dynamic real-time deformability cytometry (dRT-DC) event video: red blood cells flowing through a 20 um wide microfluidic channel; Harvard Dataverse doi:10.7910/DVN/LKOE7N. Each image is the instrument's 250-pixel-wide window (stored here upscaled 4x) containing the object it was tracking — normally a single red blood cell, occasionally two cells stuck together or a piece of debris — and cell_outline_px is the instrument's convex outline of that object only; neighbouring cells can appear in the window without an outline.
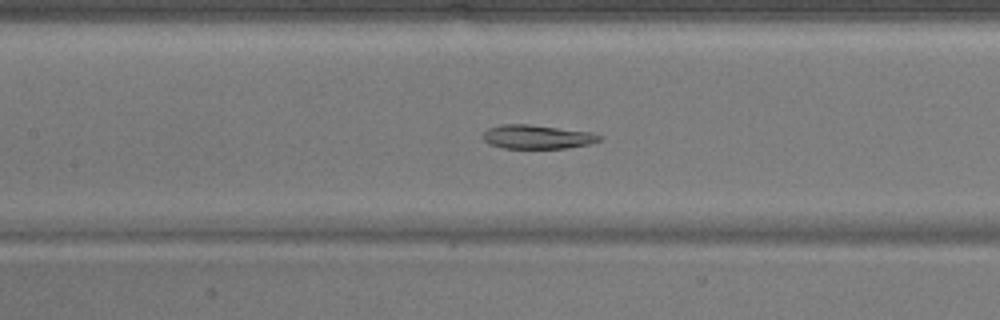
{"species": "common noctule bat (a hibernating species)", "species_latin": "Nyctalus noctula", "temperature_condition": "warm", "stored_images_in_passage": 51, "camera_frame_rate_fps": 3000, "um_per_image_px": 0.085, "animal": {"sex": "male", "body_mass_g": 17.9}, "frame": {"image": 1, "passage_image": 24, "time_ms": 7.667, "image_size_px": [1000, 320], "cell_outline_px": [[604, 136], [600, 140], [592, 144], [568, 148], [504, 148], [488, 144], [484, 140], [484, 132], [488, 128], [500, 124], [528, 124], [592, 132]], "centroid_in_image_um": [45.7, 11.63], "position_along_channel_um": 161.7, "area_um2": 16.36}}
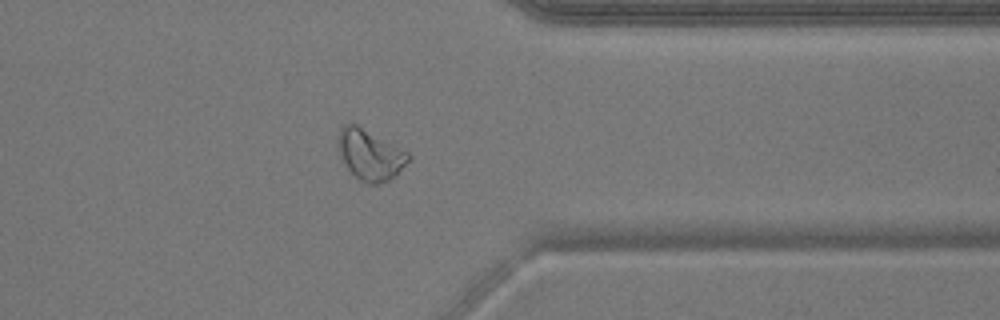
{"frame": {"image": 2, "passage_image": 41, "time_ms": 13.333, "image_size_px": [1000, 320], "cell_outline_px": [[412, 156], [396, 176], [388, 180], [376, 184], [368, 184], [360, 180], [344, 164], [340, 156], [336, 140], [340, 128], [344, 124], [356, 124], [408, 152]], "centroid_in_image_um": [31.44, 13.15], "position_along_channel_um": 380.0, "area_um2": 20.63}}
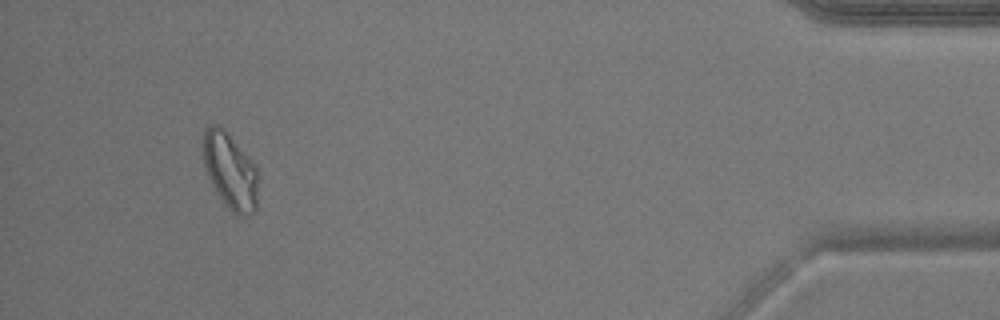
{"frame": {"image": 3, "passage_image": 48, "time_ms": 15.667, "image_size_px": [1000, 320], "cell_outline_px": [[256, 212], [248, 216], [240, 216], [232, 212], [224, 204], [212, 184], [208, 176], [204, 164], [204, 128], [208, 124], [216, 124], [224, 128], [252, 160], [256, 168]], "centroid_in_image_um": [19.56, 14.52], "position_along_channel_um": 415.6, "area_um2": 24.22}}